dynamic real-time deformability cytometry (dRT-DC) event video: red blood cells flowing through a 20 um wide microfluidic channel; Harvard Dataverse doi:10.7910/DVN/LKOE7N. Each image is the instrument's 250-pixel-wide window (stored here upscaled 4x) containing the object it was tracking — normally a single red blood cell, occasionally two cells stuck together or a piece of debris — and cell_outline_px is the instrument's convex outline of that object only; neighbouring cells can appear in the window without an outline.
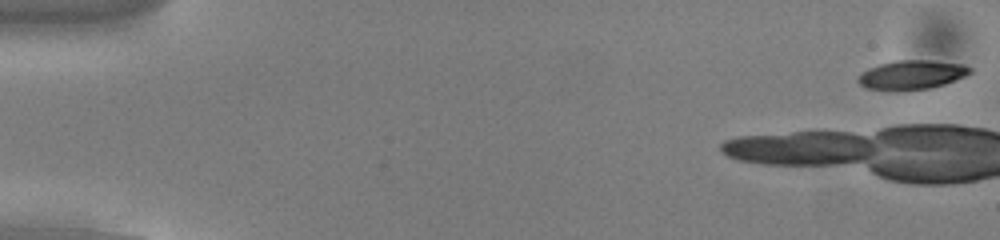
{"species": "common noctule bat (a hibernating species)", "species_latin": "Nyctalus noctula", "temperature_condition": "cold", "stored_images_in_passage": 13, "camera_frame_rate_fps": 3000, "um_per_image_px": 0.085, "animal": {"sex": "male", "body_mass_g": 13.0, "forearm_length_mm": 53.1}, "frame": {"image": 1, "passage_image": 1, "time_ms": 0.0, "image_size_px": [1000, 240], "cell_outline_px": [[972, 72], [964, 76], [944, 84], [928, 88], [904, 92], [896, 92], [868, 88], [860, 84], [856, 80], [868, 68], [880, 64], [896, 60], [928, 60], [964, 64], [972, 68]], "centroid_in_image_um": [77.5, 6.37], "position_along_channel_um": 7.5, "area_um2": 19.13}}